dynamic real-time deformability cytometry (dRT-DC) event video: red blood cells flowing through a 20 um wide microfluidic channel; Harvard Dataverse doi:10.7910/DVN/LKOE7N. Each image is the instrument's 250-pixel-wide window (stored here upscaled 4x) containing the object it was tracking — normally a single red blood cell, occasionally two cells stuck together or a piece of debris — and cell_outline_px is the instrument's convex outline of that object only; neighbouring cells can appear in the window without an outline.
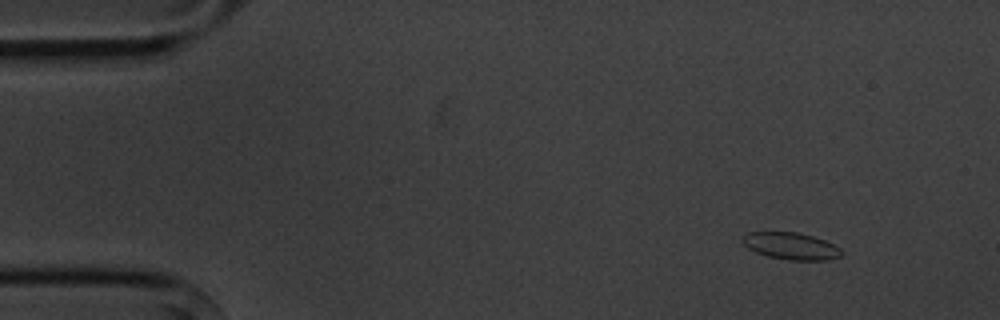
{"species": "common noctule bat (a hibernating species)", "species_latin": "Nyctalus noctula", "temperature_condition": "cold", "stored_images_in_passage": 4, "camera_frame_rate_fps": 3000, "um_per_image_px": 0.085, "animal": {"sex": "male", "body_mass_g": 20.1, "forearm_length_mm": 53.5}, "frame": {"image": 1, "passage_image": 1, "time_ms": 0.0, "image_size_px": [1000, 320], "cell_outline_px": [[844, 252], [840, 256], [828, 260], [788, 260], [768, 256], [756, 252], [748, 248], [740, 240], [748, 232], [796, 232], [812, 236], [824, 240], [840, 248]], "centroid_in_image_um": [67.23, 20.91], "position_along_channel_um": 17.8, "area_um2": 15.49}}
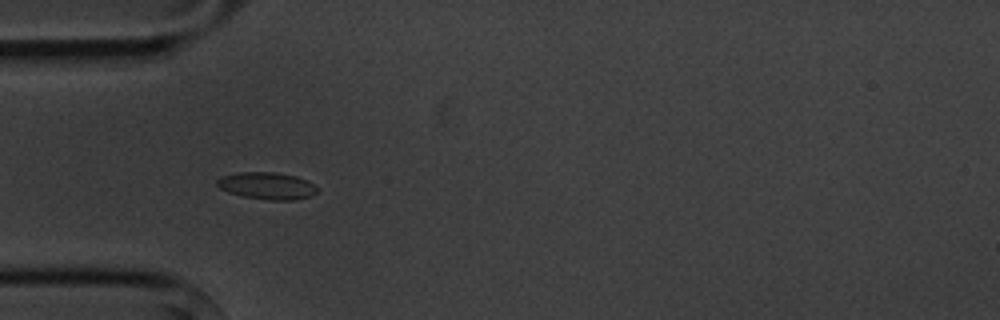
{"frame": {"image": 2, "passage_image": 4, "time_ms": 3.667, "image_size_px": [1000, 320], "cell_outline_px": [[316, 192], [308, 196], [296, 200], [272, 200], [244, 196], [228, 192], [220, 188], [216, 184], [216, 180], [220, 176], [236, 172], [276, 172], [296, 176], [308, 180], [316, 188]], "centroid_in_image_um": [22.65, 15.77], "position_along_channel_um": 62.3, "area_um2": 15.72}}